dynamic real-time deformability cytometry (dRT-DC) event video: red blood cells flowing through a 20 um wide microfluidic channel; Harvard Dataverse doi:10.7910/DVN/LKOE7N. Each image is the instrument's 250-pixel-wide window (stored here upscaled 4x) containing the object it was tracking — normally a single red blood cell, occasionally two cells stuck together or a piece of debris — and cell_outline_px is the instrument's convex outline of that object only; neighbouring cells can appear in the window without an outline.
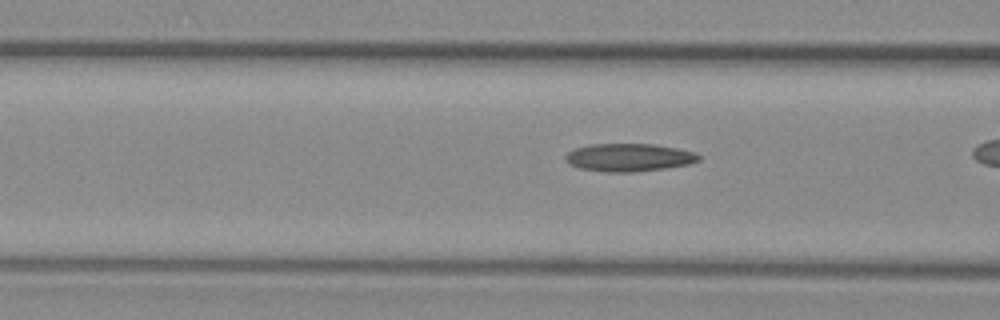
{"species": "common noctule bat (a hibernating species)", "species_latin": "Nyctalus noctula", "temperature_condition": "warm", "stored_images_in_passage": 29, "camera_frame_rate_fps": 3000, "um_per_image_px": 0.085, "animal": {"sex": "female", "body_mass_g": 29.2, "forearm_length_mm": 56.3}, "frame": {"image": 1, "passage_image": 7, "time_ms": 2.0, "image_size_px": [1000, 320], "cell_outline_px": [[700, 160], [688, 164], [664, 168], [632, 172], [608, 172], [580, 168], [564, 160], [564, 156], [568, 152], [576, 148], [588, 144], [652, 144], [676, 148], [696, 152], [700, 156]], "centroid_in_image_um": [53.45, 13.37], "position_along_channel_um": 113.1, "area_um2": 21.5}}
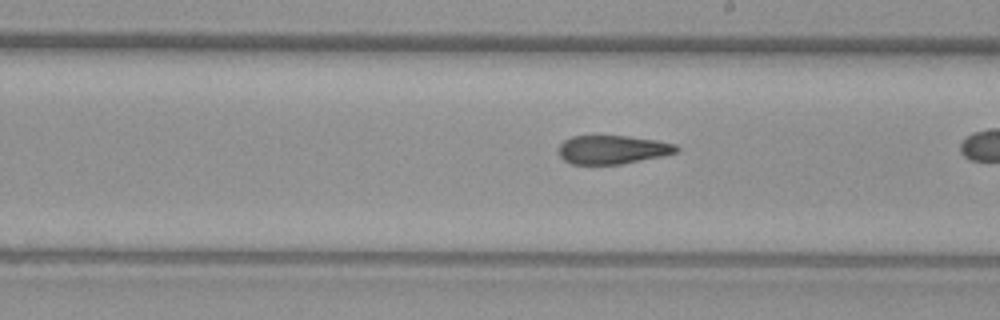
{"frame": {"image": 2, "passage_image": 17, "time_ms": 5.333, "image_size_px": [1000, 320], "cell_outline_px": [[680, 148], [676, 152], [660, 156], [620, 164], [572, 164], [564, 160], [560, 156], [560, 144], [564, 140], [572, 136], [628, 136], [656, 140], [676, 144]], "centroid_in_image_um": [52.06, 12.71], "position_along_channel_um": 236.9, "area_um2": 19.42}}
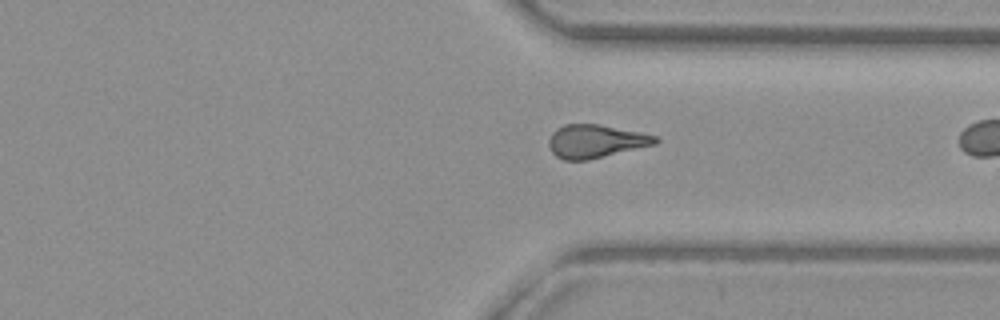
{"frame": {"image": 3, "passage_image": 27, "time_ms": 8.667, "image_size_px": [1000, 320], "cell_outline_px": [[660, 140], [656, 144], [588, 160], [564, 160], [556, 156], [552, 152], [548, 144], [548, 140], [552, 132], [556, 128], [564, 124], [600, 124], [640, 132], [656, 136]], "centroid_in_image_um": [50.61, 12.0], "position_along_channel_um": 360.8, "area_um2": 20.69}}